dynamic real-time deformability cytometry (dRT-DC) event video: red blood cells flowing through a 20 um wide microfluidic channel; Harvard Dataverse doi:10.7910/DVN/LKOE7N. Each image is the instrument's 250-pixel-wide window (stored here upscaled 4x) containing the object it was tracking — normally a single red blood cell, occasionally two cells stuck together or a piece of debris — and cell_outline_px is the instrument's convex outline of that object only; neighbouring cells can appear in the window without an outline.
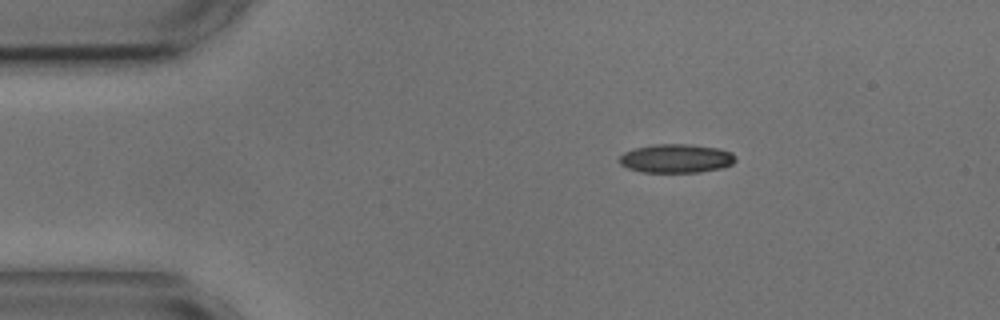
{"species": "common noctule bat (a hibernating species)", "species_latin": "Nyctalus noctula", "temperature_condition": "cold", "stored_images_in_passage": 2, "camera_frame_rate_fps": 3000, "um_per_image_px": 0.085, "animal": {"sex": "male", "body_mass_g": 17.9, "forearm_length_mm": 54.2}, "frame": {"image": 1, "passage_image": 1, "time_ms": 0.0, "image_size_px": [1000, 320], "cell_outline_px": [[736, 160], [732, 164], [720, 168], [700, 172], [640, 172], [628, 168], [620, 164], [620, 156], [624, 152], [636, 148], [652, 144], [688, 144], [716, 148], [732, 152], [736, 156]], "centroid_in_image_um": [57.48, 13.47], "position_along_channel_um": 27.5, "area_um2": 19.42}}